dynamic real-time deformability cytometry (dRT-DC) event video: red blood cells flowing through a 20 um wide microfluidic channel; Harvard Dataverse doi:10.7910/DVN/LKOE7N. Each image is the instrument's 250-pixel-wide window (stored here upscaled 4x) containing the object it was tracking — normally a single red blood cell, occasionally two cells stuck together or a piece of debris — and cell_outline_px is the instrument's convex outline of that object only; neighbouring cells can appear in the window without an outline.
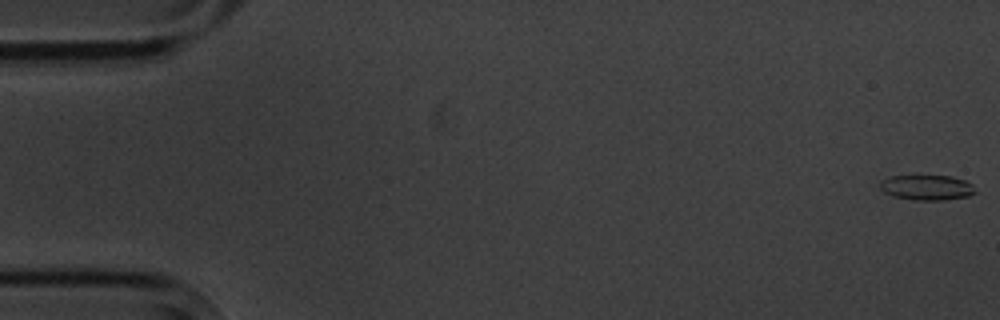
{"species": "common noctule bat (a hibernating species)", "species_latin": "Nyctalus noctula", "temperature_condition": "cold", "stored_images_in_passage": 6, "camera_frame_rate_fps": 3000, "um_per_image_px": 0.085, "animal": {"sex": "male", "body_mass_g": 20.1, "forearm_length_mm": 53.5}, "frame": {"image": 1, "passage_image": 1, "time_ms": 0.0, "image_size_px": [1000, 320], "cell_outline_px": [[976, 192], [968, 196], [944, 200], [912, 200], [892, 196], [884, 192], [880, 188], [880, 180], [888, 176], [952, 176], [964, 180], [972, 184]], "centroid_in_image_um": [78.75, 15.94], "position_along_channel_um": 6.2, "area_um2": 14.05}}
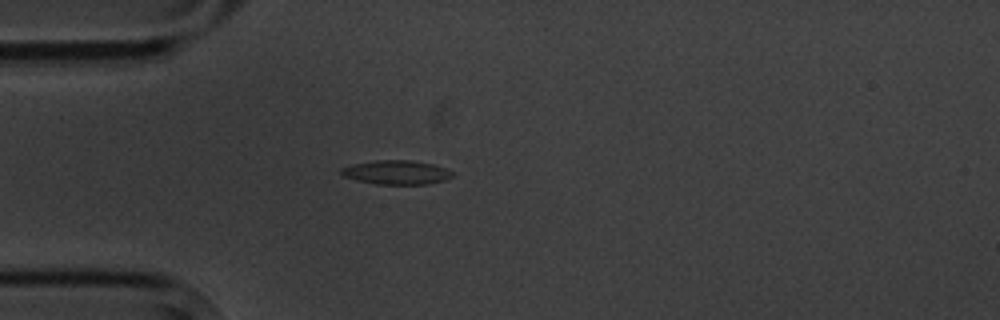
{"frame": {"image": 2, "passage_image": 5, "time_ms": 5.0, "image_size_px": [1000, 320], "cell_outline_px": [[452, 176], [444, 180], [428, 184], [376, 184], [356, 180], [344, 176], [340, 172], [340, 168], [352, 164], [376, 160], [408, 160], [432, 164], [444, 168], [452, 172]], "centroid_in_image_um": [33.65, 14.65], "position_along_channel_um": 51.3, "area_um2": 15.43}}